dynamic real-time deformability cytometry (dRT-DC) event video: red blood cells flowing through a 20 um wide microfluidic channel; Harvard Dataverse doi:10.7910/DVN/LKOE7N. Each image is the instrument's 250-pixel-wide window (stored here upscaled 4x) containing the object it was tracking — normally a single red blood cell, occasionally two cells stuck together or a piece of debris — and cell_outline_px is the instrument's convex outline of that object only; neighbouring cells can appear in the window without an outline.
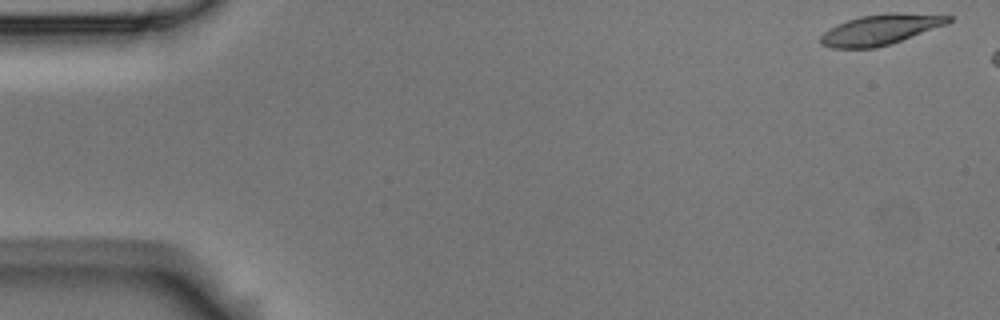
{"species": "Egyptian fruit bat (a non-hibernating species)", "species_latin": "Rousettus aegyptiacus", "temperature_condition": "room temperature", "stored_images_in_passage": 6, "camera_frame_rate_fps": 3000, "um_per_image_px": 0.085, "animal": {"sex": "male"}, "frame": {"image": 1, "passage_image": 1, "time_ms": 0.0, "image_size_px": [1000, 320], "cell_outline_px": [[952, 20], [948, 24], [876, 48], [832, 48], [820, 44], [820, 36], [824, 32], [836, 24], [860, 16], [888, 12], [896, 12], [952, 16]], "centroid_in_image_um": [74.81, 2.51], "position_along_channel_um": 10.2, "area_um2": 22.54}}
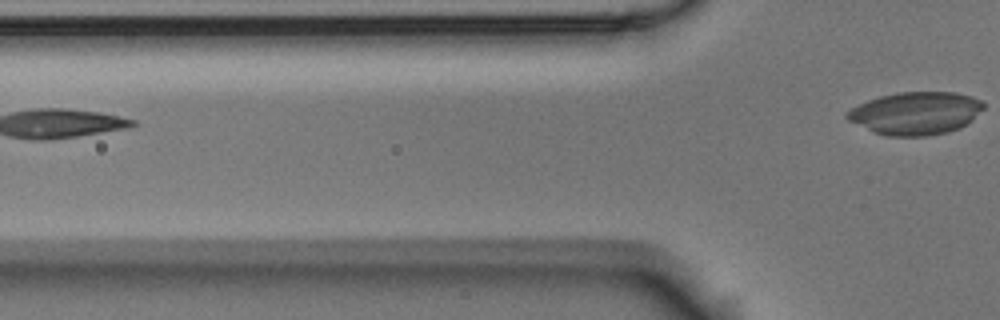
{"frame": {"image": 2, "passage_image": 6, "time_ms": 1.667, "image_size_px": [1000, 320], "cell_outline_px": [[984, 108], [968, 124], [960, 128], [948, 132], [928, 136], [888, 136], [872, 132], [848, 120], [844, 116], [844, 112], [868, 100], [880, 96], [896, 92], [956, 92], [972, 96], [980, 100], [984, 104]], "centroid_in_image_um": [77.83, 9.63], "position_along_channel_um": 48.0, "area_um2": 34.28}}